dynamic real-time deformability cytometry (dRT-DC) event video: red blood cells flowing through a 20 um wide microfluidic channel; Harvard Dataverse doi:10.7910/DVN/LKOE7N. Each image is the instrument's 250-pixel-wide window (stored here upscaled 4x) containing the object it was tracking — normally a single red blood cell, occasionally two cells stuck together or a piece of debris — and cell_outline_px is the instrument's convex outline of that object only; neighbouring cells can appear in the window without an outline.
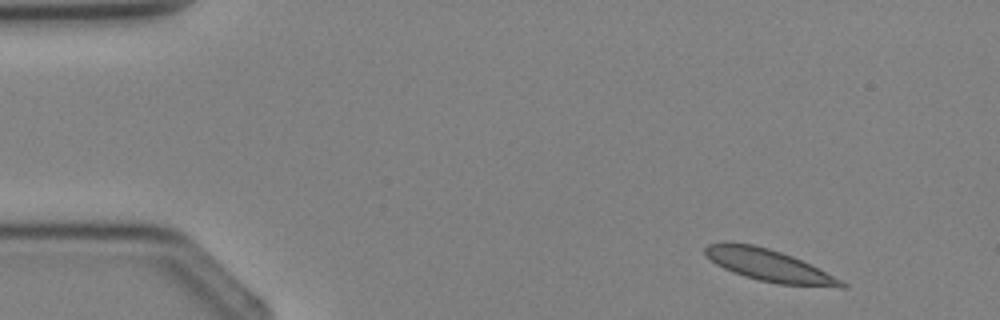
{"species": "Egyptian fruit bat (a non-hibernating species)", "species_latin": "Rousettus aegyptiacus", "temperature_condition": "cold", "stored_images_in_passage": 4, "segment_of_instrument_passage": [1, 2], "camera_frame_rate_fps": 3000, "um_per_image_px": 0.085, "animal": {"sex": "female"}, "frame": {"image": 1, "passage_image": 1, "time_ms": 0.0, "image_size_px": [1000, 320], "cell_outline_px": [[848, 288], [840, 288], [780, 284], [760, 280], [744, 276], [724, 268], [716, 264], [704, 252], [704, 248], [708, 244], [724, 240], [752, 244], [768, 248], [792, 256], [848, 284]], "centroid_in_image_um": [65.32, 22.54], "position_along_channel_um": 19.7, "area_um2": 25.14}}
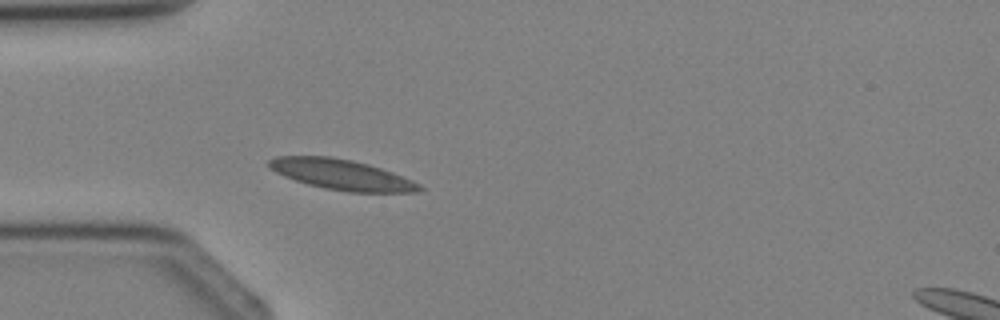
{"frame": {"image": 2, "passage_image": 3, "time_ms": 2.333, "image_size_px": [1000, 320], "cell_outline_px": [[424, 188], [420, 192], [348, 192], [324, 188], [308, 184], [284, 176], [268, 168], [268, 160], [276, 156], [328, 156], [352, 160], [368, 164], [392, 172], [412, 180], [420, 184]], "centroid_in_image_um": [29.03, 14.84], "position_along_channel_um": 56.0, "area_um2": 26.59}}